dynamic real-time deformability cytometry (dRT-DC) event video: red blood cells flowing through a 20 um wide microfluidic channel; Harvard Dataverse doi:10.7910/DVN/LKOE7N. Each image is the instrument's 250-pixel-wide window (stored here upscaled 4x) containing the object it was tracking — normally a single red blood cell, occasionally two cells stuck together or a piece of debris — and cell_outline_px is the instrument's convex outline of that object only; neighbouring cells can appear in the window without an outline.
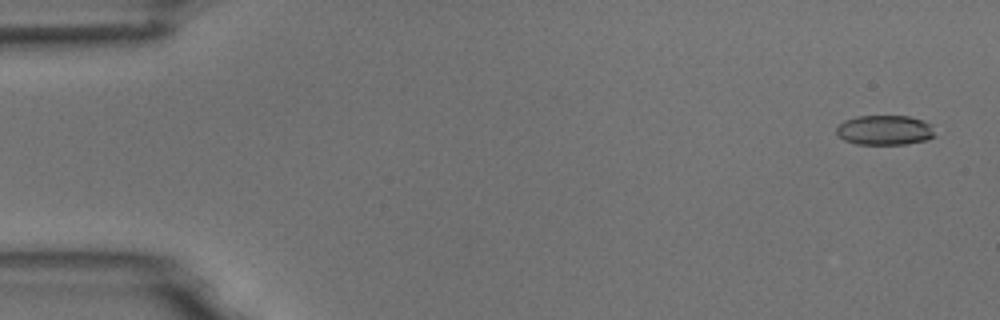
{"species": "common noctule bat (a hibernating species)", "species_latin": "Nyctalus noctula", "temperature_condition": "room temperature", "stored_images_in_passage": 6, "camera_frame_rate_fps": 3000, "um_per_image_px": 0.085, "animal": {"sex": "male", "body_mass_g": 18.8}, "frame": {"image": 1, "passage_image": 1, "time_ms": 0.0, "image_size_px": [1000, 320], "cell_outline_px": [[936, 136], [928, 140], [904, 144], [856, 144], [844, 140], [836, 132], [836, 128], [844, 120], [856, 116], [908, 116], [924, 120], [932, 124]], "centroid_in_image_um": [75.24, 11.06], "position_along_channel_um": 9.8, "area_um2": 17.28}}